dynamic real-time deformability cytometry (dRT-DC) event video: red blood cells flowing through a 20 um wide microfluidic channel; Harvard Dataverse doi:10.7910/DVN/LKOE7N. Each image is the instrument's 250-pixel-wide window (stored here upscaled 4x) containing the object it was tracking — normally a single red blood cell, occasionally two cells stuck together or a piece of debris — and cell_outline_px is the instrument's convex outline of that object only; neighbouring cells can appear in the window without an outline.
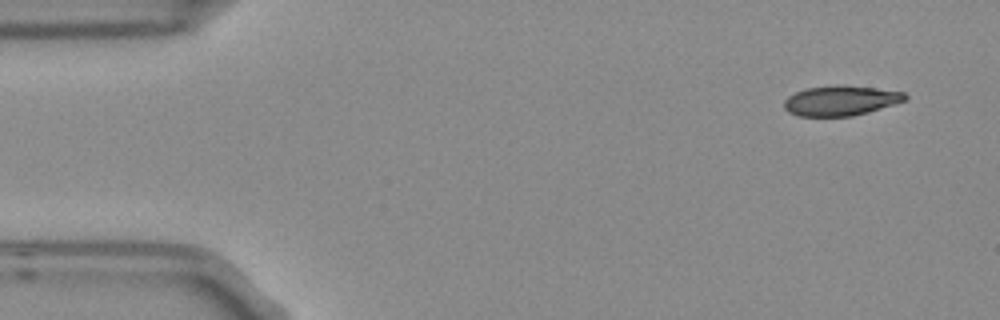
{"species": "Egyptian fruit bat (a non-hibernating species)", "species_latin": "Rousettus aegyptiacus", "temperature_condition": "room temperature", "stored_images_in_passage": 4, "camera_frame_rate_fps": 3000, "um_per_image_px": 0.085, "frame": {"image": 1, "passage_image": 1, "time_ms": 0.0, "image_size_px": [1000, 320], "cell_outline_px": [[908, 96], [904, 100], [868, 112], [852, 116], [796, 116], [788, 112], [784, 108], [784, 100], [788, 96], [804, 88], [872, 88], [904, 92]], "centroid_in_image_um": [71.39, 8.61], "position_along_channel_um": 13.6, "area_um2": 20.06}}